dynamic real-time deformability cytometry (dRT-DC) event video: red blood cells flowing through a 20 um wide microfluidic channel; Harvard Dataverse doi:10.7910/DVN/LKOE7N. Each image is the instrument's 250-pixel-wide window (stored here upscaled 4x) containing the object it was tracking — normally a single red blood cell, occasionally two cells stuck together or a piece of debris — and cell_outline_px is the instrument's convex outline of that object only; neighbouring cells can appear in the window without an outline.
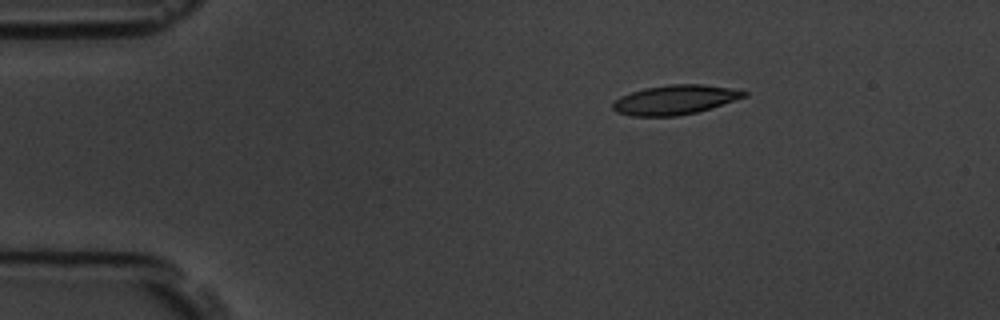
{"species": "common noctule bat (a hibernating species)", "species_latin": "Nyctalus noctula", "temperature_condition": "room temperature", "stored_images_in_passage": 3, "camera_frame_rate_fps": 3000, "um_per_image_px": 0.085, "animal": {"sex": "male", "body_mass_g": 19.5, "forearm_length_mm": 54.6}, "frame": {"image": 1, "passage_image": 2, "time_ms": 1.333, "image_size_px": [1000, 320], "cell_outline_px": [[748, 96], [696, 112], [676, 116], [632, 116], [616, 112], [612, 108], [612, 104], [620, 96], [644, 88], [668, 84], [700, 84], [728, 88], [748, 92]], "centroid_in_image_um": [57.34, 8.48], "position_along_channel_um": 27.7, "area_um2": 22.31}}